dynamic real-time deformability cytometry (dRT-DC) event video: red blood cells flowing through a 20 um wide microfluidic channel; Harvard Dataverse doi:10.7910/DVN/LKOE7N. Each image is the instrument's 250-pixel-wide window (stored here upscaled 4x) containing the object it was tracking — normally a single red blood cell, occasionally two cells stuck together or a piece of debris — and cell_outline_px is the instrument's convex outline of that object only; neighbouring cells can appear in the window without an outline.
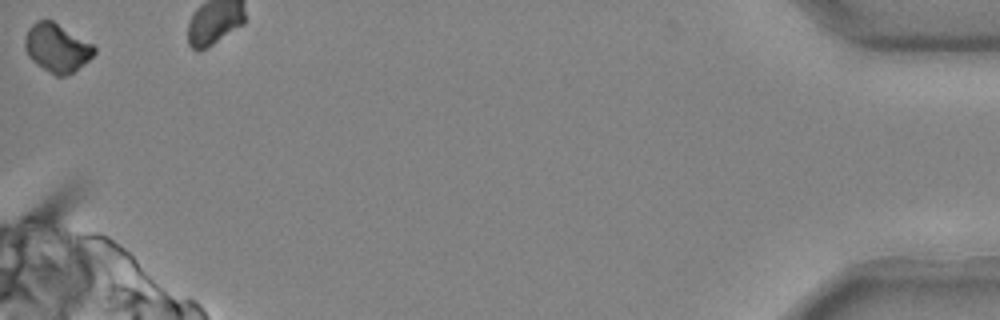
{"species": "common noctule bat (a hibernating species)", "species_latin": "Nyctalus noctula", "temperature_condition": "cold", "stored_images_in_passage": 35, "camera_frame_rate_fps": 3000, "um_per_image_px": 0.085, "animal": {"sex": "male", "body_mass_g": 20.4}, "frame": {"image": 1, "passage_image": 35, "time_ms": 11.333, "image_size_px": [1000, 320], "cell_outline_px": [[96, 52], [84, 64], [72, 72], [64, 76], [56, 76], [48, 72], [32, 60], [28, 56], [24, 48], [24, 36], [28, 28], [36, 20], [52, 20], [92, 44], [96, 48]], "centroid_in_image_um": [4.8, 4.06], "position_along_channel_um": 430.4, "area_um2": 19.48}}